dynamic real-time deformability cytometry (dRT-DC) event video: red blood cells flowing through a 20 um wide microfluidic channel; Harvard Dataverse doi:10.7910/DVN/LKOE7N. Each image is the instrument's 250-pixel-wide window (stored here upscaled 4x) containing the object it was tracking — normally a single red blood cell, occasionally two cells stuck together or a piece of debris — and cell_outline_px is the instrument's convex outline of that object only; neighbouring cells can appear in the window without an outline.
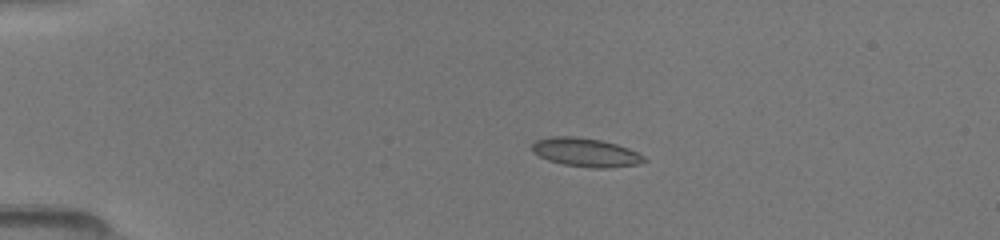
{"species": "common noctule bat (a hibernating species)", "species_latin": "Nyctalus noctula", "temperature_condition": "room temperature", "stored_images_in_passage": 39, "camera_frame_rate_fps": 3000, "um_per_image_px": 0.085, "animal": {"sex": "female", "body_mass_g": 19.5, "forearm_length_mm": 54.1}, "frame": {"image": 1, "passage_image": 1, "time_ms": 0.0, "image_size_px": [1000, 240], "cell_outline_px": [[648, 160], [636, 164], [604, 168], [592, 168], [564, 164], [548, 160], [532, 152], [532, 144], [536, 140], [548, 136], [576, 136], [600, 140], [616, 144], [628, 148], [644, 156]], "centroid_in_image_um": [49.75, 12.94], "position_along_channel_um": 35.3, "area_um2": 18.61}}
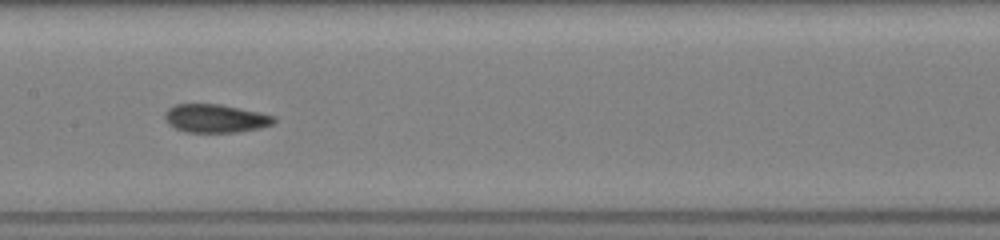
{"frame": {"image": 2, "passage_image": 16, "time_ms": 5.0, "image_size_px": [1000, 240], "cell_outline_px": [[276, 120], [272, 124], [260, 128], [236, 132], [184, 132], [168, 124], [164, 120], [164, 112], [168, 108], [176, 104], [220, 104], [260, 112], [276, 116]], "centroid_in_image_um": [18.3, 10.06], "position_along_channel_um": 189.1, "area_um2": 18.15}}
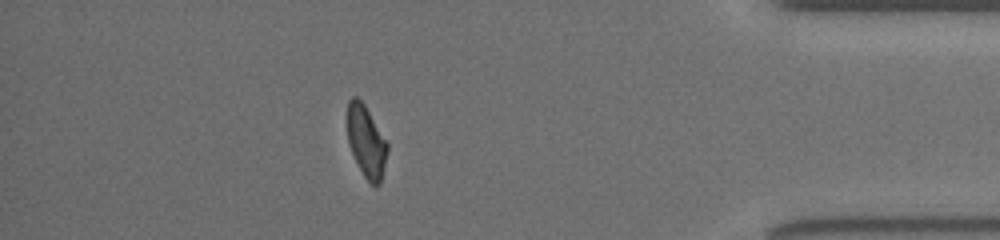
{"frame": {"image": 3, "passage_image": 34, "time_ms": 11.0, "image_size_px": [1000, 240], "cell_outline_px": [[388, 152], [380, 184], [372, 184], [364, 176], [348, 144], [348, 100], [352, 96], [356, 96], [364, 104], [388, 144]], "centroid_in_image_um": [31.14, 12.01], "position_along_channel_um": 404.1, "area_um2": 16.36}}